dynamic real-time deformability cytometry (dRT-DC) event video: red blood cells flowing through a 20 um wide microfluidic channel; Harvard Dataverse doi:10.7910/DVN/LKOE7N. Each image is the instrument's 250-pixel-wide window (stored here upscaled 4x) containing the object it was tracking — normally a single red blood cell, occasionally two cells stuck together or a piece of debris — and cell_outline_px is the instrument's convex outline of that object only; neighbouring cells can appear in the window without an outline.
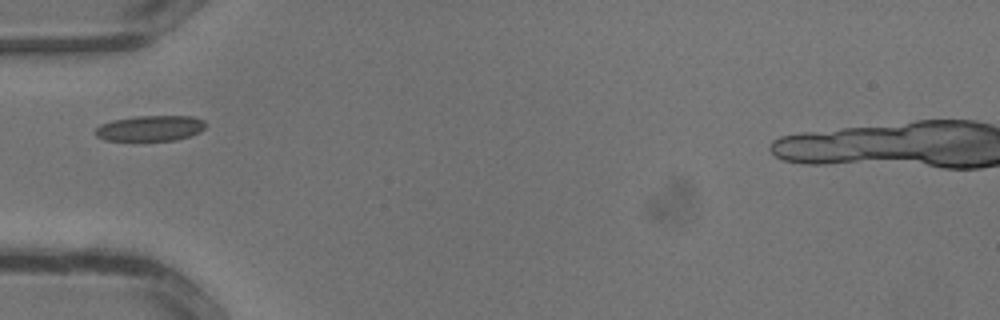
{"species": "common noctule bat (a hibernating species)", "species_latin": "Nyctalus noctula", "temperature_condition": "warm", "stored_images_in_passage": 23, "camera_frame_rate_fps": 3000, "um_per_image_px": 0.085, "animal": {"sex": "male", "body_mass_g": 13.3}, "frame": {"image": 1, "passage_image": 1, "time_ms": 0.0, "image_size_px": [1000, 320], "cell_outline_px": [[208, 124], [200, 132], [192, 136], [176, 140], [104, 140], [96, 136], [92, 132], [100, 124], [112, 120], [136, 116], [192, 116], [204, 120]], "centroid_in_image_um": [12.78, 10.9], "position_along_channel_um": 72.2, "area_um2": 16.65}}
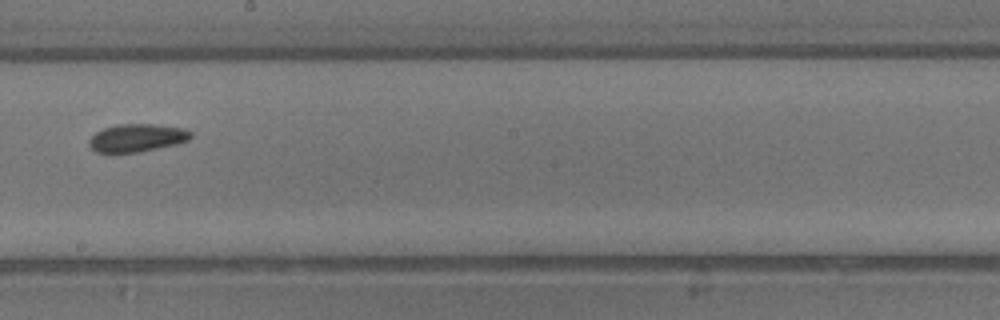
{"frame": {"image": 2, "passage_image": 9, "time_ms": 2.667, "image_size_px": [1000, 320], "cell_outline_px": [[192, 136], [188, 140], [176, 144], [136, 152], [96, 152], [88, 144], [88, 140], [96, 132], [104, 128], [116, 124], [156, 124], [184, 128], [192, 132]], "centroid_in_image_um": [11.64, 11.7], "position_along_channel_um": 236.6, "area_um2": 16.42}}
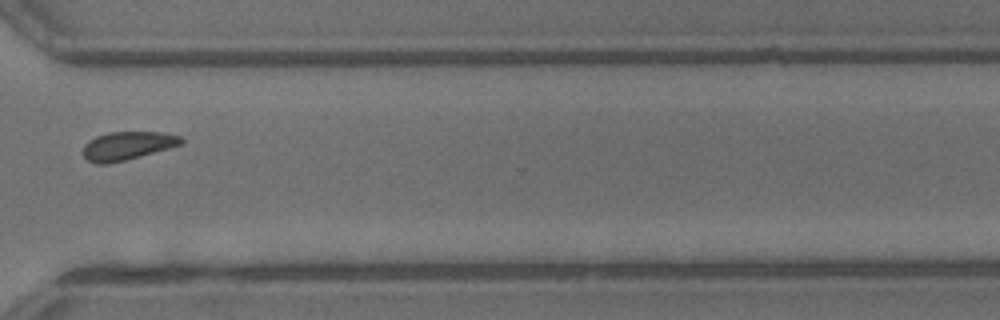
{"frame": {"image": 3, "passage_image": 15, "time_ms": 4.667, "image_size_px": [1000, 320], "cell_outline_px": [[184, 144], [140, 156], [108, 164], [96, 164], [88, 160], [84, 156], [84, 144], [88, 140], [96, 136], [108, 132], [160, 132], [180, 136], [184, 140]], "centroid_in_image_um": [10.83, 12.38], "position_along_channel_um": 359.8, "area_um2": 16.18}}